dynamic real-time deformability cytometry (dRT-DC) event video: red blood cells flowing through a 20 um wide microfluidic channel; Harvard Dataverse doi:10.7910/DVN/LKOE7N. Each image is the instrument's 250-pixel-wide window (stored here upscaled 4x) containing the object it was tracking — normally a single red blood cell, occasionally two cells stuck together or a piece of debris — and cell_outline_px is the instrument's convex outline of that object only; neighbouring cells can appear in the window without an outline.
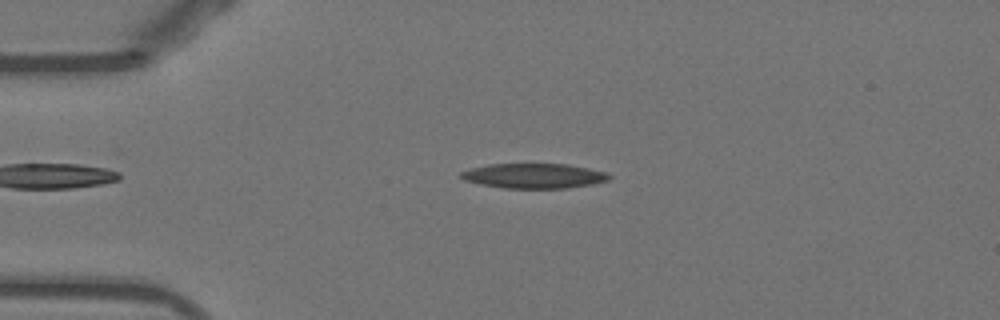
{"species": "Egyptian fruit bat (a non-hibernating species)", "species_latin": "Rousettus aegyptiacus", "temperature_condition": "warm", "stored_images_in_passage": 41, "camera_frame_rate_fps": 3000, "um_per_image_px": 0.085, "animal": {"sex": "female"}, "frame": {"image": 1, "passage_image": 1, "time_ms": 0.0, "image_size_px": [1000, 320], "cell_outline_px": [[612, 176], [608, 180], [592, 184], [568, 188], [504, 188], [480, 184], [464, 180], [460, 176], [460, 172], [472, 168], [488, 164], [568, 164], [608, 172]], "centroid_in_image_um": [45.41, 14.94], "position_along_channel_um": 39.6, "area_um2": 21.5}}
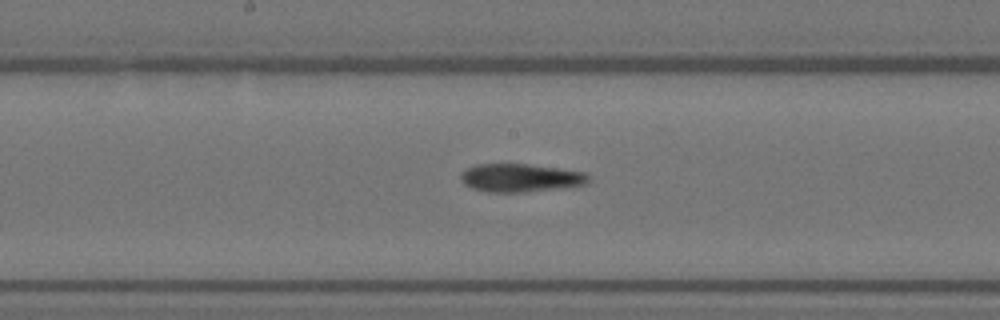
{"frame": {"image": 2, "passage_image": 16, "time_ms": 5.0, "image_size_px": [1000, 320], "cell_outline_px": [[588, 184], [560, 188], [524, 192], [488, 192], [472, 188], [464, 184], [460, 180], [460, 172], [476, 164], [528, 164], [560, 168], [584, 172], [588, 176]], "centroid_in_image_um": [44.21, 15.11], "position_along_channel_um": 204.0, "area_um2": 21.04}}
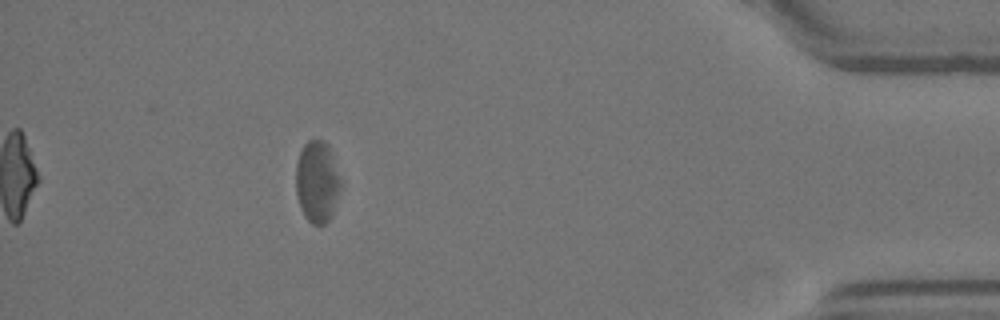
{"frame": {"image": 3, "passage_image": 36, "time_ms": 11.667, "image_size_px": [1000, 320], "cell_outline_px": [[340, 188], [332, 216], [324, 224], [312, 224], [304, 216], [300, 208], [296, 192], [296, 164], [300, 152], [304, 144], [308, 140], [324, 140], [328, 144], [332, 152], [340, 180]], "centroid_in_image_um": [26.95, 15.44], "position_along_channel_um": 408.3, "area_um2": 21.33}, "authors_computed_cell_mechanics": {"area_um2": 21.7906, "velocity_mm_per_s": 3.8504, "shape_relaxation_time_tau1_ms": null, "shape_relaxation_time_tau2_ms": 5.407, "deformation_change_tau1": null, "deformation_change_tau2": 0.1488}}